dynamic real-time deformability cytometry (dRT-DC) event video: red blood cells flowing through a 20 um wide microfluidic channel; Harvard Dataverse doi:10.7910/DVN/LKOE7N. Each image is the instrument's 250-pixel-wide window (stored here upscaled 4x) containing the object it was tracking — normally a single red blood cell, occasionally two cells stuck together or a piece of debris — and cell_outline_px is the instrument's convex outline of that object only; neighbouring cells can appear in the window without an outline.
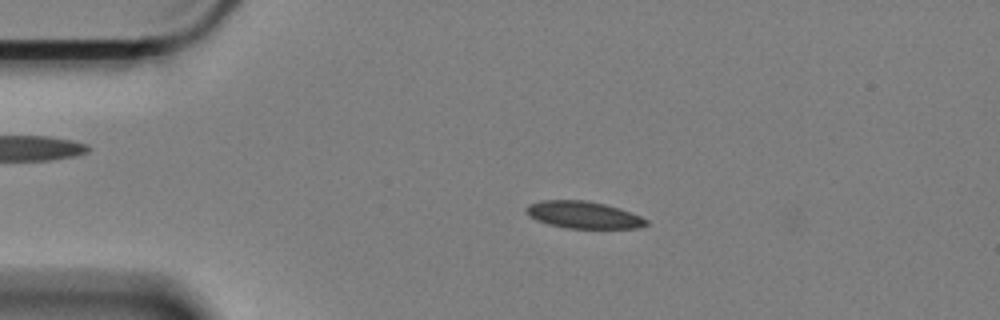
{"species": "Egyptian fruit bat (a non-hibernating species)", "species_latin": "Rousettus aegyptiacus", "temperature_condition": "cold", "stored_images_in_passage": 60, "camera_frame_rate_fps": 3000, "um_per_image_px": 0.085, "animal": {"sex": "female"}, "frame": {"image": 1, "passage_image": 12, "time_ms": 3.667, "image_size_px": [1000, 320], "cell_outline_px": [[648, 224], [636, 228], [568, 228], [548, 224], [536, 220], [528, 216], [524, 212], [524, 208], [528, 204], [540, 200], [584, 200], [604, 204], [620, 208], [640, 216], [648, 220]], "centroid_in_image_um": [49.53, 18.25], "position_along_channel_um": 35.5, "area_um2": 19.02}}
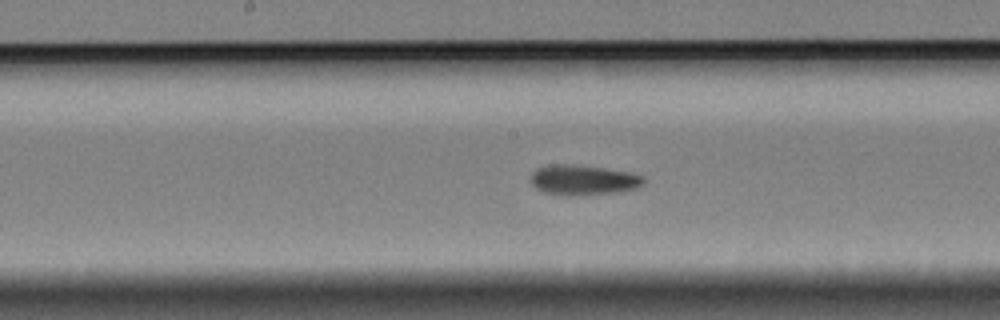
{"frame": {"image": 2, "passage_image": 30, "time_ms": 9.667, "image_size_px": [1000, 320], "cell_outline_px": [[644, 184], [636, 188], [620, 192], [568, 196], [564, 196], [544, 192], [536, 188], [532, 184], [532, 172], [536, 168], [548, 164], [572, 164], [604, 168], [632, 172], [644, 176]], "centroid_in_image_um": [49.59, 15.29], "position_along_channel_um": 198.6, "area_um2": 20.06}}
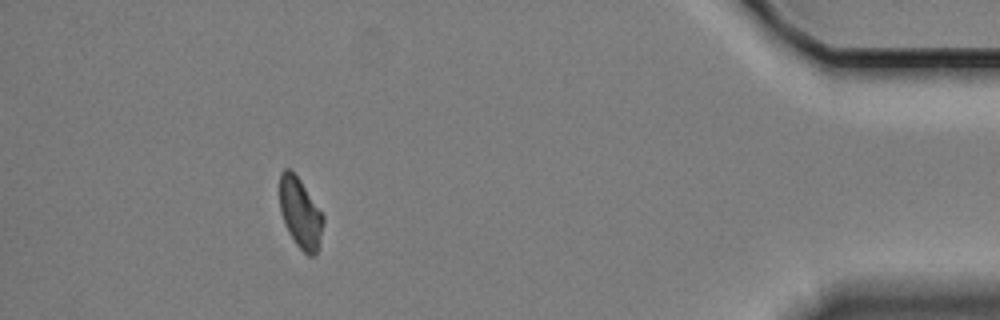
{"frame": {"image": 3, "passage_image": 54, "time_ms": 17.667, "image_size_px": [1000, 320], "cell_outline_px": [[324, 220], [320, 244], [316, 252], [312, 256], [308, 256], [296, 244], [288, 232], [284, 224], [280, 212], [280, 172], [284, 168], [288, 168], [300, 180], [324, 216]], "centroid_in_image_um": [25.52, 18.13], "position_along_channel_um": 409.7, "area_um2": 17.74}}